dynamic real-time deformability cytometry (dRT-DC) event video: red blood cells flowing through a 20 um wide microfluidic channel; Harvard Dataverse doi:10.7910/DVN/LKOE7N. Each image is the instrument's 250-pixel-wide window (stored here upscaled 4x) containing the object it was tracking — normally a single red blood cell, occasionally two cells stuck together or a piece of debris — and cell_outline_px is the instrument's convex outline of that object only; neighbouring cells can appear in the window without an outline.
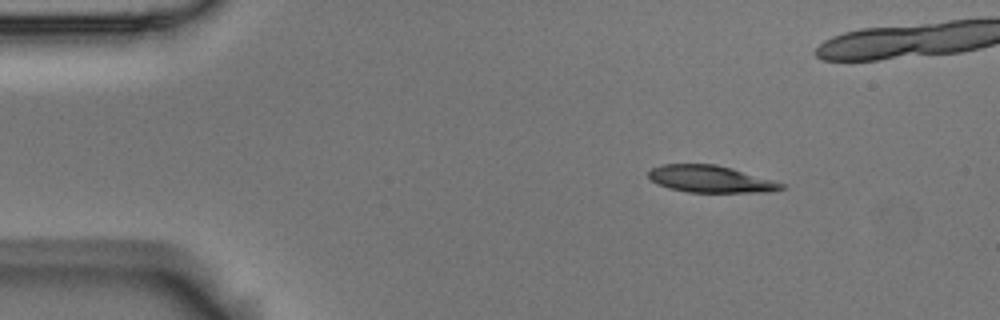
{"species": "Egyptian fruit bat (a non-hibernating species)", "species_latin": "Rousettus aegyptiacus", "temperature_condition": "room temperature", "stored_images_in_passage": 5, "segment_of_instrument_passage": [1, 2], "camera_frame_rate_fps": 3000, "um_per_image_px": 0.085, "animal": {"sex": "male"}, "frame": {"image": 1, "passage_image": 2, "time_ms": 0.333, "image_size_px": [1000, 320], "cell_outline_px": [[788, 188], [772, 192], [688, 192], [668, 188], [656, 184], [648, 176], [648, 172], [652, 168], [664, 164], [716, 164], [732, 168], [776, 180], [784, 184]], "centroid_in_image_um": [60.46, 15.22], "position_along_channel_um": 24.5, "area_um2": 21.15}}